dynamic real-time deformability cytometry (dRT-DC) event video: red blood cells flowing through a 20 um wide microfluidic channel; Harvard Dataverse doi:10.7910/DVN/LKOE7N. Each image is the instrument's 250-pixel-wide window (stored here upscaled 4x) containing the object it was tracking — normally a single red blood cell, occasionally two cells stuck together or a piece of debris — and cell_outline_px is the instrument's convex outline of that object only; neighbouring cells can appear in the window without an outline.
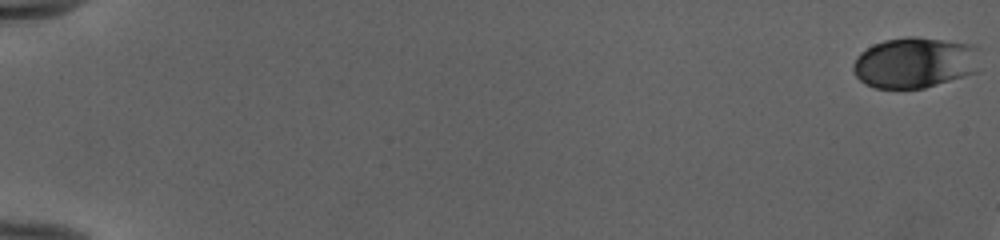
{"species": "human", "species_latin": "Homo sapiens", "temperature_condition": "cold", "stored_images_in_passage": 16, "camera_frame_rate_fps": 3000, "um_per_image_px": 0.085, "donor": {"sex": "female"}, "frame": {"image": 1, "passage_image": 1, "time_ms": 0.0, "image_size_px": [1000, 240], "cell_outline_px": [[980, 72], [924, 88], [876, 88], [864, 84], [856, 76], [852, 68], [852, 64], [856, 56], [860, 52], [872, 44], [884, 40], [904, 36], [916, 36], [976, 44], [980, 48]], "centroid_in_image_um": [77.82, 5.3], "position_along_channel_um": 7.2, "area_um2": 38.67}}